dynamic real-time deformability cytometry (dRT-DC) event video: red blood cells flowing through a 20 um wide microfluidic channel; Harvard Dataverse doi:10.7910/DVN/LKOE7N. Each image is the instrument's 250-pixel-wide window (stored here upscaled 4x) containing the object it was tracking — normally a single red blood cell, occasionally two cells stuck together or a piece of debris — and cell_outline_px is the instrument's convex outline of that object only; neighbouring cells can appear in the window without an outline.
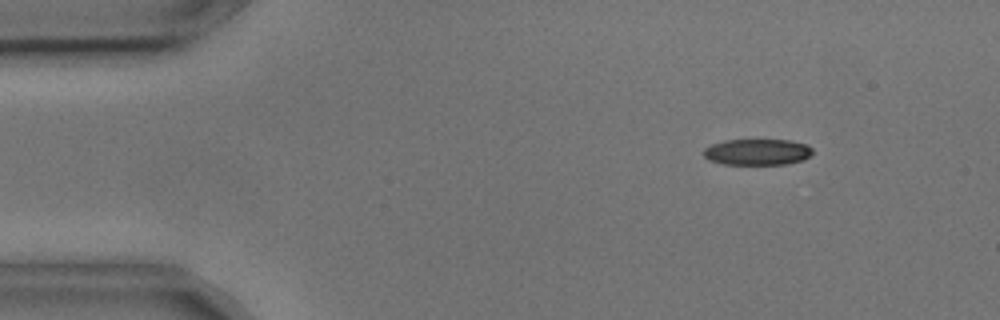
{"species": "common noctule bat (a hibernating species)", "species_latin": "Nyctalus noctula", "temperature_condition": "cold", "stored_images_in_passage": 4, "camera_frame_rate_fps": 3000, "um_per_image_px": 0.085, "animal": {"sex": "male", "body_mass_g": 17.9, "forearm_length_mm": 54.2}, "frame": {"image": 1, "passage_image": 2, "time_ms": 0.333, "image_size_px": [1000, 320], "cell_outline_px": [[812, 152], [804, 160], [784, 164], [724, 164], [708, 160], [704, 156], [704, 148], [712, 144], [724, 140], [792, 140], [808, 144], [812, 148]], "centroid_in_image_um": [64.38, 12.91], "position_along_channel_um": 20.6, "area_um2": 16.65}}